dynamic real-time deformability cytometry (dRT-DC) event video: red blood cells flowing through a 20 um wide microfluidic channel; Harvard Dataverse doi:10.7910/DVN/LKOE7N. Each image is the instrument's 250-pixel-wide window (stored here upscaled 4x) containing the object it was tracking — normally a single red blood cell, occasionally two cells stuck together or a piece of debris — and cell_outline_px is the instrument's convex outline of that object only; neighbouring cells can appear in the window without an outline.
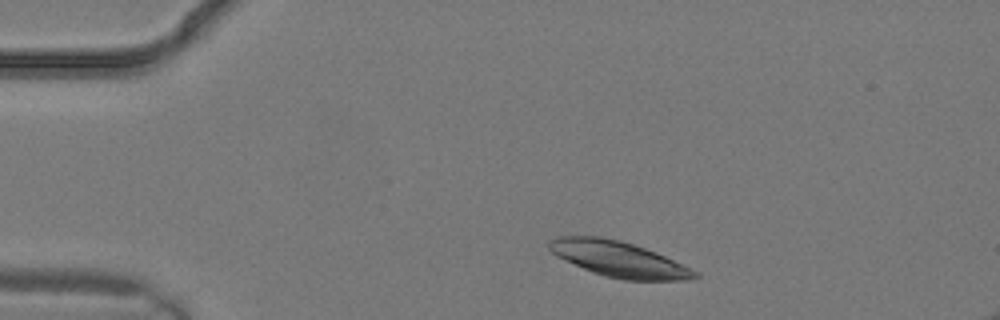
{"species": "common noctule bat (a hibernating species)", "species_latin": "Nyctalus noctula", "temperature_condition": "warm", "stored_images_in_passage": 1, "camera_frame_rate_fps": 3000, "um_per_image_px": 0.085, "animal": {"sex": "male", "body_mass_g": 19.2, "forearm_length_mm": 51.8}, "frame": {"image": 1, "passage_image": 1, "time_ms": 0.0, "image_size_px": [1000, 320], "cell_outline_px": [[700, 276], [688, 280], [624, 280], [604, 276], [592, 272], [556, 256], [548, 248], [548, 240], [556, 236], [600, 236], [620, 240], [656, 252], [700, 272]], "centroid_in_image_um": [52.59, 22.02], "position_along_channel_um": 32.4, "area_um2": 30.29}}